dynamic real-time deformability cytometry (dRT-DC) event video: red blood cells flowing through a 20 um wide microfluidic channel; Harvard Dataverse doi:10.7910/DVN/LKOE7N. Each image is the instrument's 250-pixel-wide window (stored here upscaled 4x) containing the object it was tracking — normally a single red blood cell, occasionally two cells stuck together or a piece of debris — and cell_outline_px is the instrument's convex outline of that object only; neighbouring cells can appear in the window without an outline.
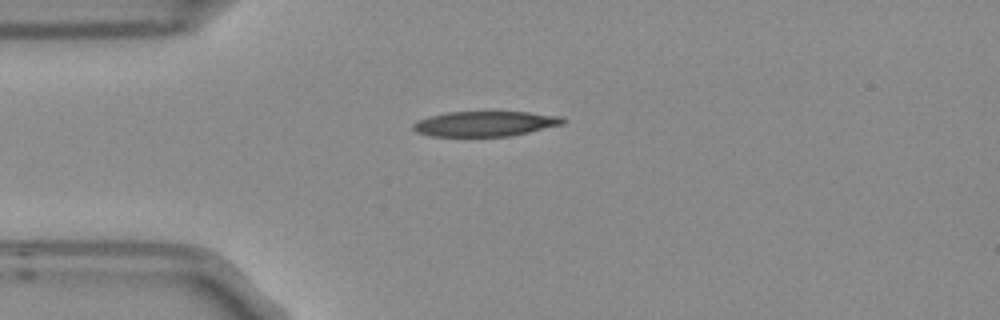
{"species": "Egyptian fruit bat (a non-hibernating species)", "species_latin": "Rousettus aegyptiacus", "temperature_condition": "room temperature", "stored_images_in_passage": 1, "camera_frame_rate_fps": 3000, "um_per_image_px": 0.085, "frame": {"image": 1, "passage_image": 1, "time_ms": 0.0, "image_size_px": [1000, 320], "cell_outline_px": [[564, 124], [528, 132], [508, 136], [432, 136], [416, 132], [412, 128], [412, 124], [416, 120], [428, 116], [448, 112], [528, 112], [564, 116]], "centroid_in_image_um": [41.21, 10.51], "position_along_channel_um": 43.8, "area_um2": 21.96}}